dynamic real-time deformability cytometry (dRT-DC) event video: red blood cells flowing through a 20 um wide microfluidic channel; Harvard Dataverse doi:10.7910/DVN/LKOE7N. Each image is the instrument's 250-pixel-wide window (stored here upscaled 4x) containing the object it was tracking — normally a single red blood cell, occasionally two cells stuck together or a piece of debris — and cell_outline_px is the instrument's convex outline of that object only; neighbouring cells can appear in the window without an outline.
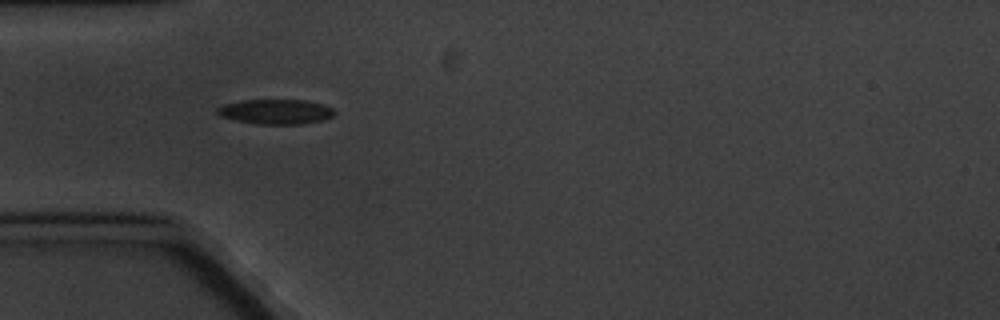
{"species": "common noctule bat (a hibernating species)", "species_latin": "Nyctalus noctula", "temperature_condition": "cold", "stored_images_in_passage": 3, "camera_frame_rate_fps": 3000, "um_per_image_px": 0.085, "animal": {"sex": "male", "body_mass_g": 20.1, "forearm_length_mm": 53.5}, "frame": {"image": 1, "passage_image": 1, "time_ms": 0.0, "image_size_px": [1000, 320], "cell_outline_px": [[336, 112], [332, 116], [320, 120], [300, 124], [256, 124], [236, 120], [220, 116], [216, 112], [216, 108], [224, 104], [244, 100], [304, 100], [324, 104], [332, 108]], "centroid_in_image_um": [23.42, 9.49], "position_along_channel_um": 61.6, "area_um2": 16.88}}